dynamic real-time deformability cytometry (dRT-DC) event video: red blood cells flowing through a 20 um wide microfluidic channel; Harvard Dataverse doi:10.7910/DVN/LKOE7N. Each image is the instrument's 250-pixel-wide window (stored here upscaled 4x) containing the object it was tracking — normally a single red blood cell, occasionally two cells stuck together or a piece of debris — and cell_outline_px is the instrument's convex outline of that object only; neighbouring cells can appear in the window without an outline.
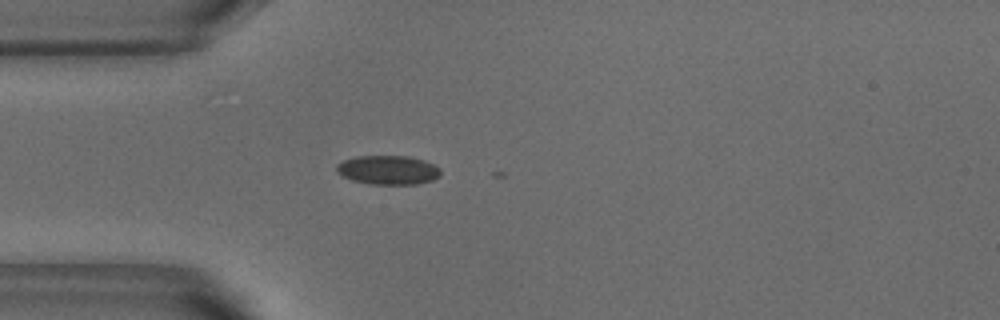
{"species": "common noctule bat (a hibernating species)", "species_latin": "Nyctalus noctula", "temperature_condition": "warm", "stored_images_in_passage": 3, "camera_frame_rate_fps": 3000, "um_per_image_px": 0.085, "animal": {"sex": "male", "body_mass_g": 18.8}, "frame": {"image": 1, "passage_image": 1, "time_ms": 0.0, "image_size_px": [1000, 320], "cell_outline_px": [[440, 176], [432, 180], [416, 184], [368, 184], [352, 180], [336, 172], [336, 164], [344, 160], [356, 156], [408, 156], [424, 160], [440, 168]], "centroid_in_image_um": [32.97, 14.45], "position_along_channel_um": 52.0, "area_um2": 17.63}}